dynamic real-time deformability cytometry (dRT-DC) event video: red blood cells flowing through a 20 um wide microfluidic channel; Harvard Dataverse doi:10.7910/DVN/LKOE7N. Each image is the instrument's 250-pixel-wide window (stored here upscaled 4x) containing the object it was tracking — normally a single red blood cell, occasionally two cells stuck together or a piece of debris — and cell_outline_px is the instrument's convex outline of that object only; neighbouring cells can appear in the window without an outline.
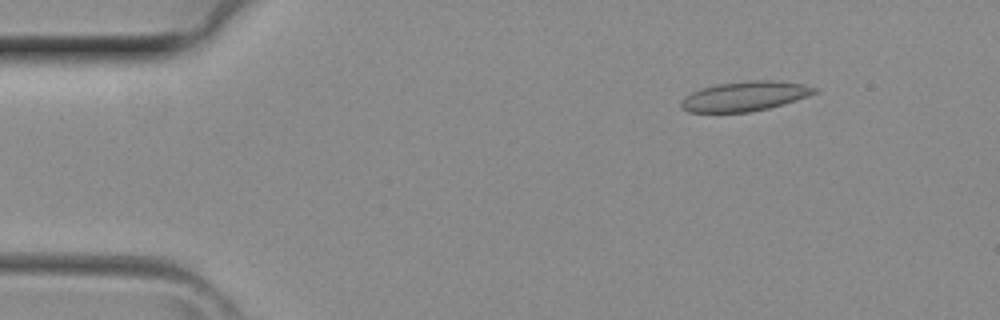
{"species": "common noctule bat (a hibernating species)", "species_latin": "Nyctalus noctula", "temperature_condition": "room temperature", "stored_images_in_passage": 4, "camera_frame_rate_fps": 3000, "um_per_image_px": 0.085, "animal": {"sex": "female", "body_mass_g": 29.2, "forearm_length_mm": 56.3}, "frame": {"image": 1, "passage_image": 2, "time_ms": 0.333, "image_size_px": [1000, 320], "cell_outline_px": [[816, 92], [808, 96], [784, 104], [768, 108], [748, 112], [688, 112], [680, 104], [680, 100], [684, 96], [700, 88], [716, 84], [748, 80], [772, 80], [804, 84], [816, 88]], "centroid_in_image_um": [63.28, 8.17], "position_along_channel_um": 21.7, "area_um2": 23.06}}
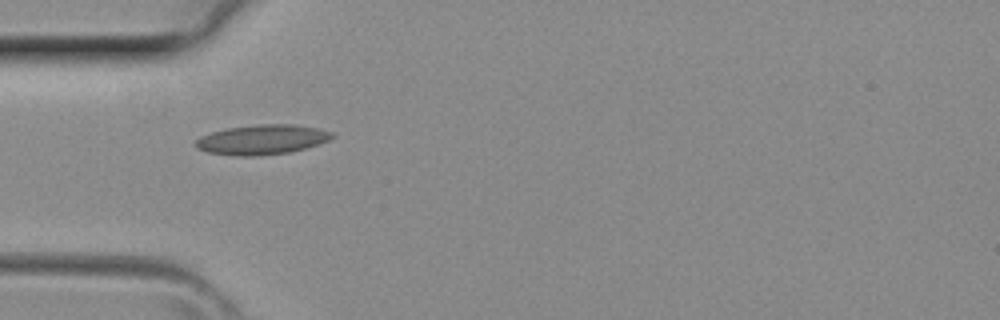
{"frame": {"image": 2, "passage_image": 4, "time_ms": 1.0, "image_size_px": [1000, 320], "cell_outline_px": [[336, 136], [328, 140], [304, 148], [288, 152], [260, 156], [236, 156], [208, 152], [196, 148], [196, 140], [200, 136], [212, 132], [228, 128], [260, 124], [292, 124], [320, 128], [332, 132]], "centroid_in_image_um": [22.27, 11.86], "position_along_channel_um": 62.7, "area_um2": 23.58}}